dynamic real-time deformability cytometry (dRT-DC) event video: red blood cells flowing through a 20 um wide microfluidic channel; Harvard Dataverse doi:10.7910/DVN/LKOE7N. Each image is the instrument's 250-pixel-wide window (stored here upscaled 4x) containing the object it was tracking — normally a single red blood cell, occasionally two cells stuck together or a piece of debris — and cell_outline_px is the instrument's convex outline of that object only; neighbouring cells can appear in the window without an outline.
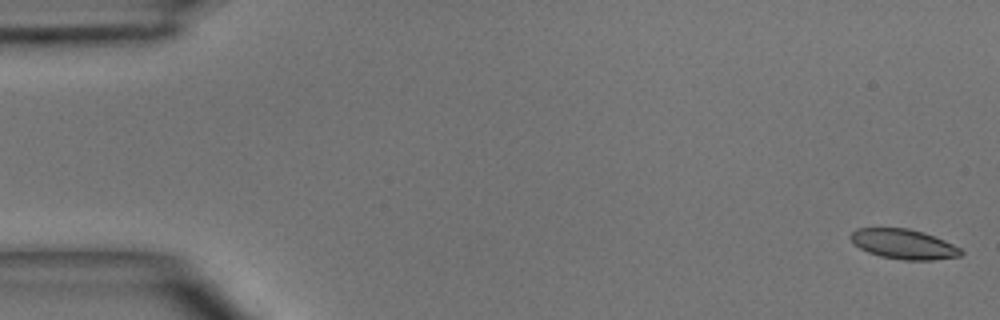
{"species": "common noctule bat (a hibernating species)", "species_latin": "Nyctalus noctula", "temperature_condition": "room temperature", "stored_images_in_passage": 6, "camera_frame_rate_fps": 3000, "um_per_image_px": 0.085, "animal": {"sex": "male", "body_mass_g": 15.6}, "frame": {"image": 1, "passage_image": 1, "time_ms": 0.0, "image_size_px": [1000, 320], "cell_outline_px": [[964, 252], [960, 256], [932, 260], [904, 260], [880, 256], [868, 252], [860, 248], [848, 236], [856, 228], [908, 228], [924, 232], [944, 240], [960, 248]], "centroid_in_image_um": [76.81, 20.74], "position_along_channel_um": 8.2, "area_um2": 19.13}}
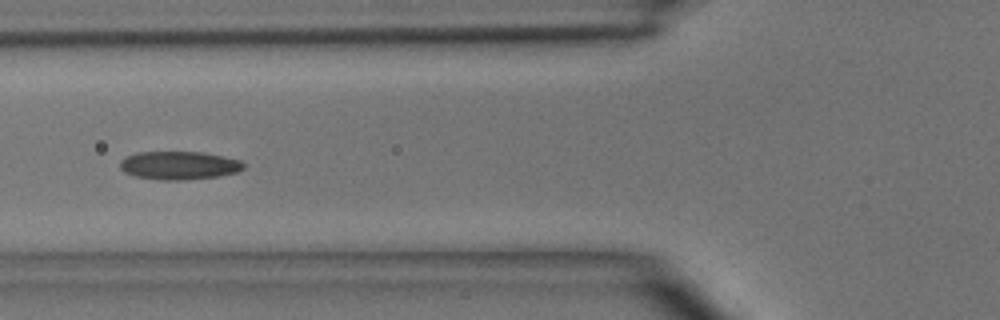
{"frame": {"image": 2, "passage_image": 6, "time_ms": 5.667, "image_size_px": [1000, 320], "cell_outline_px": [[244, 168], [236, 172], [220, 176], [184, 180], [160, 180], [136, 176], [124, 172], [120, 168], [120, 160], [136, 152], [200, 152], [224, 156], [240, 160], [244, 164]], "centroid_in_image_um": [15.22, 14.06], "position_along_channel_um": 110.6, "area_um2": 20.35}}